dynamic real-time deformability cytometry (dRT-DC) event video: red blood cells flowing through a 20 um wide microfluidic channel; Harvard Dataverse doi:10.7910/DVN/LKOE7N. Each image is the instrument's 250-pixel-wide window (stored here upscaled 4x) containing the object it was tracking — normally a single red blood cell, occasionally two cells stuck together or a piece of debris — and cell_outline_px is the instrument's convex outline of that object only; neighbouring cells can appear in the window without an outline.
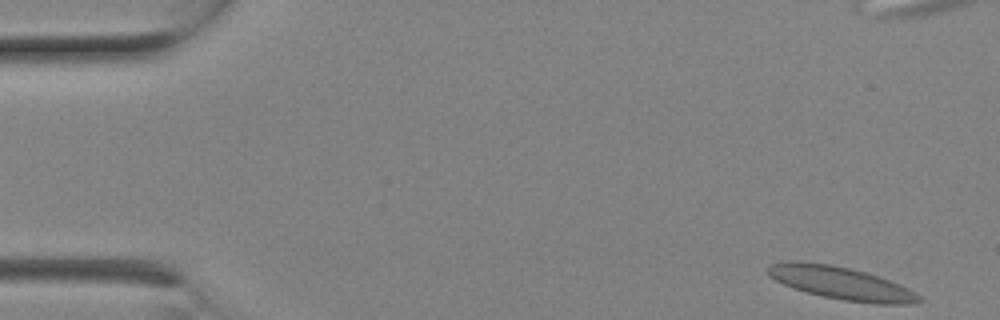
{"species": "Egyptian fruit bat (a non-hibernating species)", "species_latin": "Rousettus aegyptiacus", "temperature_condition": "room temperature", "stored_images_in_passage": 13, "camera_frame_rate_fps": 3000, "um_per_image_px": 0.085, "animal": {"sex": "female"}, "frame": {"image": 1, "passage_image": 1, "time_ms": 0.0, "image_size_px": [1000, 320], "cell_outline_px": [[924, 300], [912, 304], [876, 304], [844, 300], [824, 296], [808, 292], [784, 284], [768, 276], [768, 268], [772, 264], [792, 260], [832, 264], [864, 272], [900, 284], [908, 288], [920, 296]], "centroid_in_image_um": [71.52, 24.06], "position_along_channel_um": 13.5, "area_um2": 28.44}}